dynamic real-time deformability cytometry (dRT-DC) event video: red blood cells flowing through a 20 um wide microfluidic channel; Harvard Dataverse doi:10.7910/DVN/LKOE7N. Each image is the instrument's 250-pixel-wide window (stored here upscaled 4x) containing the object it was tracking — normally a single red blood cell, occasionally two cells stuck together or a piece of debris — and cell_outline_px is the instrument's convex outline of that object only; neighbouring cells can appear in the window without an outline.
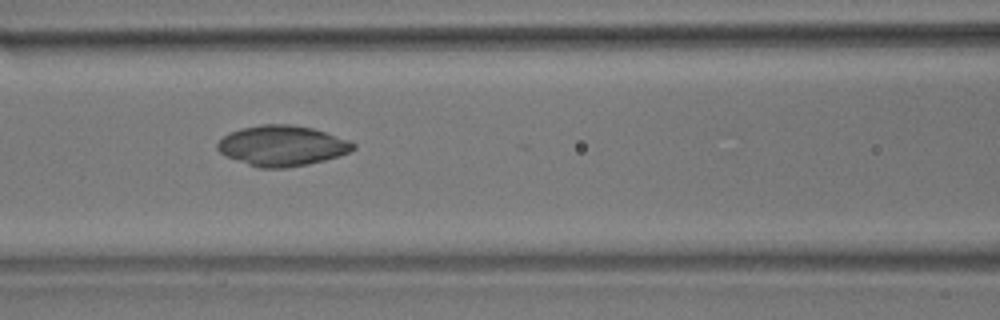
{"species": "common noctule bat (a hibernating species)", "species_latin": "Nyctalus noctula", "temperature_condition": "room temperature", "stored_images_in_passage": 26, "camera_frame_rate_fps": 3000, "um_per_image_px": 0.085, "animal": {"sex": "male", "body_mass_g": 17.9}, "frame": {"image": 1, "passage_image": 22, "time_ms": 7.0, "image_size_px": [1000, 320], "cell_outline_px": [[356, 148], [340, 156], [308, 164], [284, 168], [260, 168], [224, 156], [216, 148], [216, 144], [228, 132], [240, 128], [260, 124], [292, 124], [312, 128], [348, 140], [356, 144]], "centroid_in_image_um": [23.95, 12.38], "position_along_channel_um": 142.7, "area_um2": 32.02}}